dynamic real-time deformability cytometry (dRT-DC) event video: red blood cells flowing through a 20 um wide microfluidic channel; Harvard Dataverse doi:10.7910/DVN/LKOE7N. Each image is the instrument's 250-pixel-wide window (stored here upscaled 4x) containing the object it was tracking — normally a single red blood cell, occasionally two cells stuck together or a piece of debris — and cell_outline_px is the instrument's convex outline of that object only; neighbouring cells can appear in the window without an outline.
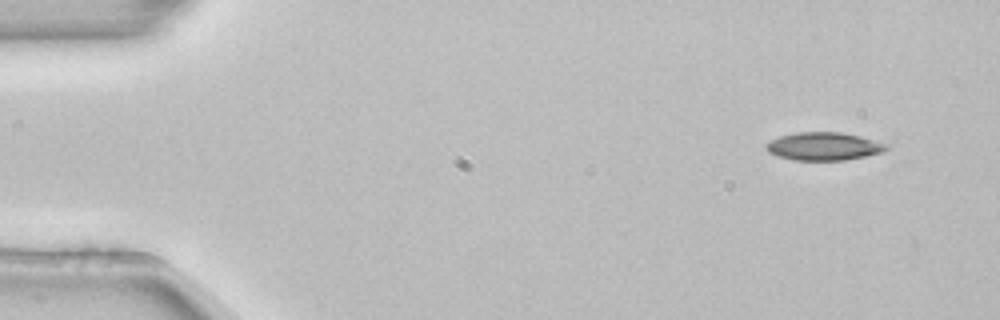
{"species": "common noctule bat (a hibernating species)", "species_latin": "Nyctalus noctula", "temperature_condition": "room temperature", "stored_images_in_passage": 5, "camera_frame_rate_fps": 3000, "um_per_image_px": 0.085, "animal": {"sex": "female", "body_mass_g": 22.7, "forearm_length_mm": 54.2}, "frame": {"image": 1, "passage_image": 1, "time_ms": 0.0, "image_size_px": [1000, 320], "cell_outline_px": [[892, 148], [884, 152], [844, 160], [796, 160], [776, 156], [768, 152], [764, 148], [772, 140], [780, 136], [796, 132], [840, 132], [860, 136], [892, 144]], "centroid_in_image_um": [70.1, 12.43], "position_along_channel_um": 14.9, "area_um2": 19.83}}
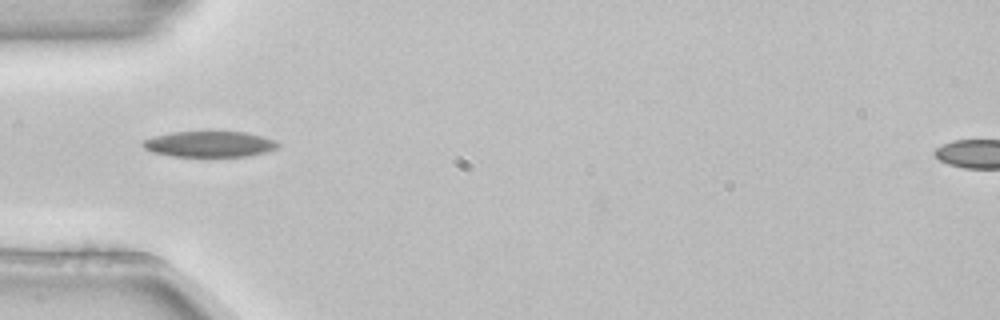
{"frame": {"image": 2, "passage_image": 4, "time_ms": 1.0, "image_size_px": [1000, 320], "cell_outline_px": [[280, 144], [276, 148], [264, 152], [248, 156], [172, 156], [152, 152], [144, 148], [140, 144], [144, 140], [156, 136], [172, 132], [244, 132], [260, 136], [272, 140]], "centroid_in_image_um": [17.76, 12.25], "position_along_channel_um": 67.2, "area_um2": 19.94}}